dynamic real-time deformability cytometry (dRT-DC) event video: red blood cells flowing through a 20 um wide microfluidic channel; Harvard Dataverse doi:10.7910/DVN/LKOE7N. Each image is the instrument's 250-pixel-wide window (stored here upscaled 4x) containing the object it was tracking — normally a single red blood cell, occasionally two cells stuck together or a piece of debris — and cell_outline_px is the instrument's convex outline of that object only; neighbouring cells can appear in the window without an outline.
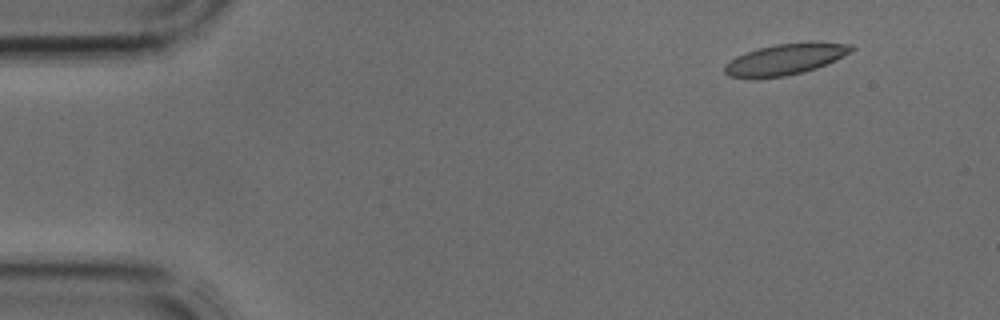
{"species": "common noctule bat (a hibernating species)", "species_latin": "Nyctalus noctula", "temperature_condition": "cold", "stored_images_in_passage": 3, "camera_frame_rate_fps": 3000, "um_per_image_px": 0.085, "animal": {"sex": "male", "body_mass_g": 17.9, "forearm_length_mm": 54.2}, "frame": {"image": 1, "passage_image": 1, "time_ms": 0.0, "image_size_px": [1000, 320], "cell_outline_px": [[856, 48], [852, 52], [816, 68], [804, 72], [784, 76], [728, 76], [724, 72], [724, 64], [736, 56], [756, 48], [776, 44], [852, 44]], "centroid_in_image_um": [66.71, 5.04], "position_along_channel_um": 18.3, "area_um2": 21.85}}